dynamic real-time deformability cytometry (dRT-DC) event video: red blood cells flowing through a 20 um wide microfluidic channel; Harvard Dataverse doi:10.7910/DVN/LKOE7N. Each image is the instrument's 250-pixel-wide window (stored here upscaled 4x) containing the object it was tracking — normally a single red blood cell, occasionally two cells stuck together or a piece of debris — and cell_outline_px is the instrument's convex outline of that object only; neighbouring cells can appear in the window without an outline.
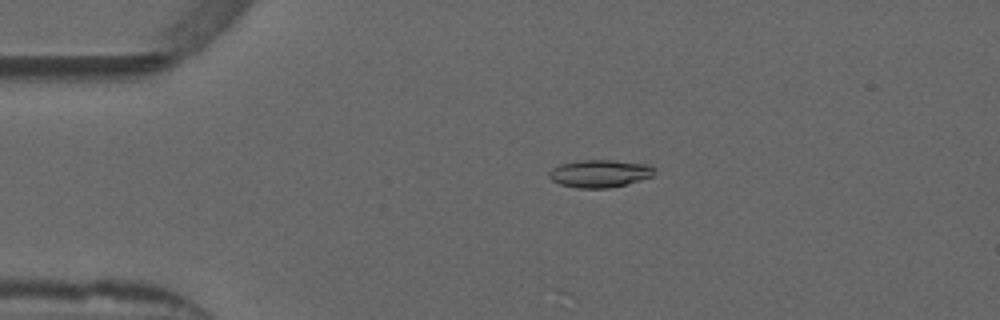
{"species": "common noctule bat (a hibernating species)", "species_latin": "Nyctalus noctula", "temperature_condition": "warm", "stored_images_in_passage": 42, "camera_frame_rate_fps": 3000, "um_per_image_px": 0.085, "animal": {"sex": "male", "forearm_length_mm": 52.5}, "frame": {"image": 1, "passage_image": 11, "time_ms": 3.333, "image_size_px": [1000, 320], "cell_outline_px": [[656, 172], [652, 176], [640, 180], [612, 188], [576, 188], [560, 184], [552, 180], [548, 176], [548, 172], [552, 168], [560, 164], [580, 160], [612, 160], [648, 164], [656, 168]], "centroid_in_image_um": [50.99, 14.75], "position_along_channel_um": 34.0, "area_um2": 17.11}}
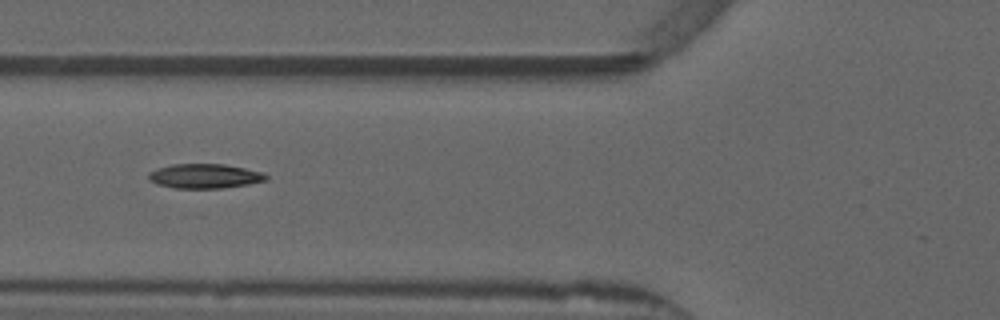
{"frame": {"image": 2, "passage_image": 20, "time_ms": 6.333, "image_size_px": [1000, 320], "cell_outline_px": [[268, 180], [248, 184], [224, 188], [172, 188], [156, 184], [148, 180], [148, 172], [156, 168], [172, 164], [224, 164], [244, 168], [260, 172], [268, 176]], "centroid_in_image_um": [17.34, 14.97], "position_along_channel_um": 108.5, "area_um2": 16.88}}
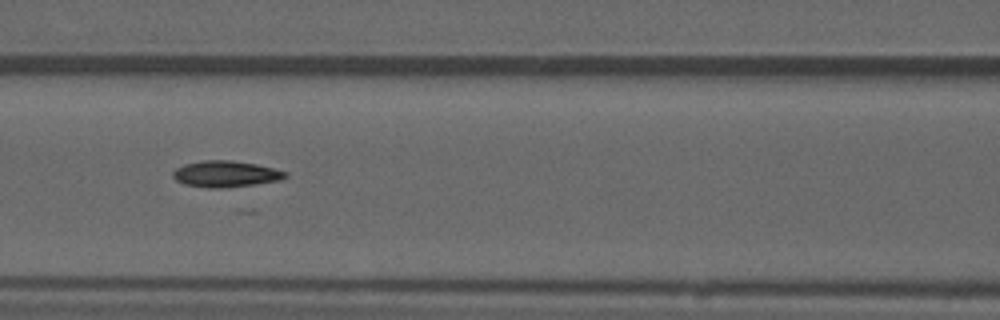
{"frame": {"image": 3, "passage_image": 23, "time_ms": 7.333, "image_size_px": [1000, 320], "cell_outline_px": [[288, 176], [280, 180], [256, 184], [224, 188], [208, 188], [184, 184], [176, 180], [172, 176], [172, 172], [176, 168], [184, 164], [204, 160], [232, 160], [256, 164], [288, 172]], "centroid_in_image_um": [19.17, 14.79], "position_along_channel_um": 147.4, "area_um2": 17.28}, "authors_computed_cell_mechanics": {"area_um2": 16.6175, "velocity_mm_per_s": 3.852, "shape_relaxation_time_tau1_ms": 4.1969, "shape_relaxation_time_tau2_ms": null, "deformation_change_tau1": 0.1021, "deformation_change_tau2": null}}